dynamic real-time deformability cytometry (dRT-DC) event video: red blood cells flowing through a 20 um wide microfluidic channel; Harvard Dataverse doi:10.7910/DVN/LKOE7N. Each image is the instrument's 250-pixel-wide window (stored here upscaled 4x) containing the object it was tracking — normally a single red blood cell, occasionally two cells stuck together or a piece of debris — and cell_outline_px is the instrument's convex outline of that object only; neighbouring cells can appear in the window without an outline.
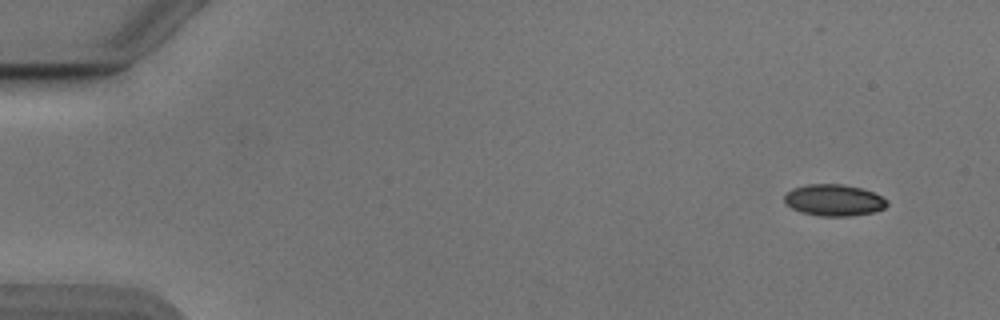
{"species": "Egyptian fruit bat (a non-hibernating species)", "species_latin": "Rousettus aegyptiacus", "temperature_condition": "cold", "stored_images_in_passage": 13, "camera_frame_rate_fps": 3000, "um_per_image_px": 0.085, "animal": {"sex": "male"}, "frame": {"image": 1, "passage_image": 1, "time_ms": 0.0, "image_size_px": [1000, 320], "cell_outline_px": [[888, 204], [884, 208], [872, 212], [848, 216], [820, 216], [800, 212], [784, 204], [784, 192], [792, 188], [808, 184], [844, 184], [860, 188], [872, 192], [888, 200]], "centroid_in_image_um": [70.82, 17.01], "position_along_channel_um": 14.2, "area_um2": 18.96}}